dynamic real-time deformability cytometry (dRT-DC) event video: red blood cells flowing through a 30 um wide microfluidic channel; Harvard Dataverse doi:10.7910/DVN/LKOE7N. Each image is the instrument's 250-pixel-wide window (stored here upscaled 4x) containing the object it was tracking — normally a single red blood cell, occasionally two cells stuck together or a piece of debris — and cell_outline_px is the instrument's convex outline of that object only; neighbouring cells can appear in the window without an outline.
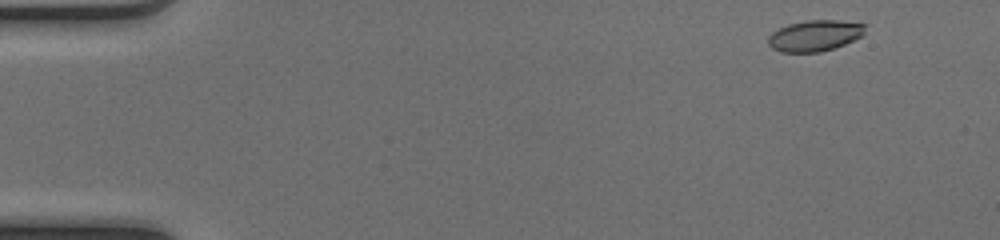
{"species": "common noctule bat (a hibernating species)", "species_latin": "Nyctalus noctula", "temperature_condition": "cold", "stored_images_in_passage": 47, "camera_frame_rate_fps": 3000, "um_per_image_px": 0.085, "animal": {"sex": "female", "body_mass_g": 17.0, "forearm_length_mm": 48.0}, "frame": {"image": 1, "passage_image": 1, "time_ms": 0.0, "image_size_px": [1000, 240], "cell_outline_px": [[864, 36], [844, 44], [820, 52], [780, 52], [772, 48], [768, 44], [768, 36], [772, 32], [788, 24], [808, 20], [836, 20], [864, 24]], "centroid_in_image_um": [69.24, 3.03], "position_along_channel_um": 15.8, "area_um2": 17.46}}
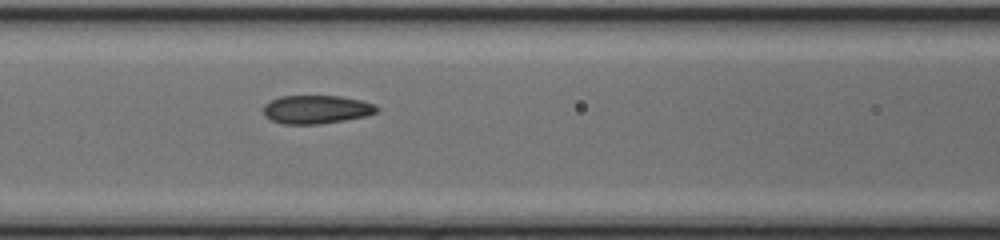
{"frame": {"image": 2, "passage_image": 19, "time_ms": 6.0, "image_size_px": [1000, 240], "cell_outline_px": [[380, 108], [376, 112], [368, 116], [320, 124], [284, 124], [272, 120], [264, 116], [264, 104], [280, 96], [340, 96], [360, 100], [376, 104]], "centroid_in_image_um": [26.92, 9.3], "position_along_channel_um": 139.7, "area_um2": 18.84}}
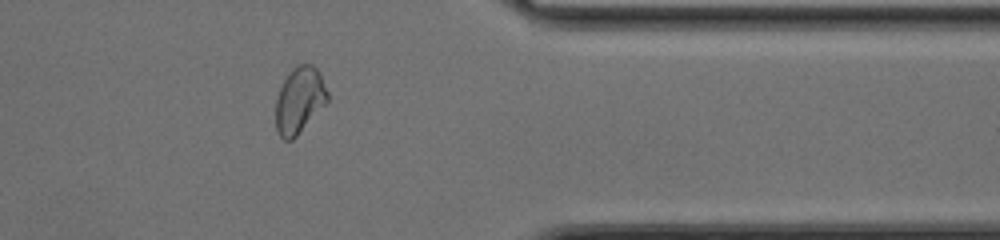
{"frame": {"image": 3, "passage_image": 38, "time_ms": 12.333, "image_size_px": [1000, 240], "cell_outline_px": [[328, 104], [292, 140], [284, 140], [280, 136], [276, 128], [276, 96], [284, 80], [292, 68], [296, 64], [312, 64], [320, 72], [328, 92]], "centroid_in_image_um": [25.48, 8.51], "position_along_channel_um": 385.9, "area_um2": 20.29}, "authors_computed_cell_mechanics": {"area_um2": 18.6116, "velocity_mm_per_s": 4.1057, "shape_relaxation_time_tau1_ms": null, "shape_relaxation_time_tau2_ms": 1.3202, "deformation_change_tau1": null, "deformation_change_tau2": 0.0602}}